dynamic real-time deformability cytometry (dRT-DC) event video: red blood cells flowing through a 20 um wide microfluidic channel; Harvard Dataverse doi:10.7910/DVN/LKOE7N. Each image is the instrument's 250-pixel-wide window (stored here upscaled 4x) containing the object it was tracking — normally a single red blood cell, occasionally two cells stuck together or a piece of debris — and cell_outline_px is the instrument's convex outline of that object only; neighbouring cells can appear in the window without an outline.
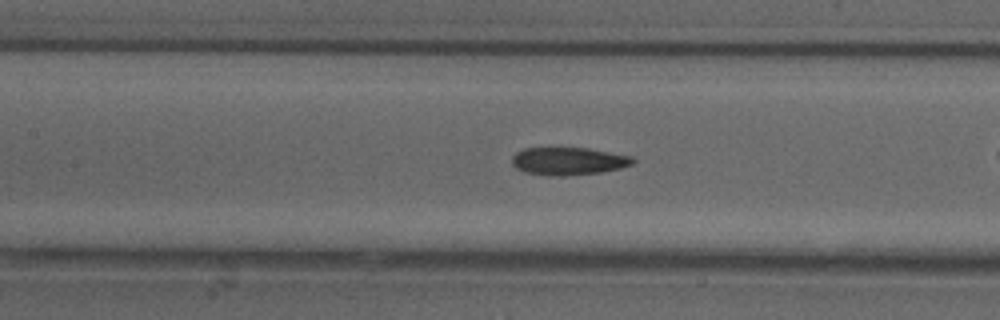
{"species": "common noctule bat (a hibernating species)", "species_latin": "Nyctalus noctula", "temperature_condition": "cold", "stored_images_in_passage": 38, "camera_frame_rate_fps": 3000, "um_per_image_px": 0.085, "animal": {"sex": "female"}, "frame": {"image": 1, "passage_image": 22, "time_ms": 7.0, "image_size_px": [1000, 320], "cell_outline_px": [[636, 160], [632, 164], [620, 168], [600, 172], [564, 176], [548, 176], [524, 172], [516, 168], [512, 164], [512, 156], [516, 152], [524, 148], [588, 148], [632, 156]], "centroid_in_image_um": [48.3, 13.7], "position_along_channel_um": 159.1, "area_um2": 19.59}}